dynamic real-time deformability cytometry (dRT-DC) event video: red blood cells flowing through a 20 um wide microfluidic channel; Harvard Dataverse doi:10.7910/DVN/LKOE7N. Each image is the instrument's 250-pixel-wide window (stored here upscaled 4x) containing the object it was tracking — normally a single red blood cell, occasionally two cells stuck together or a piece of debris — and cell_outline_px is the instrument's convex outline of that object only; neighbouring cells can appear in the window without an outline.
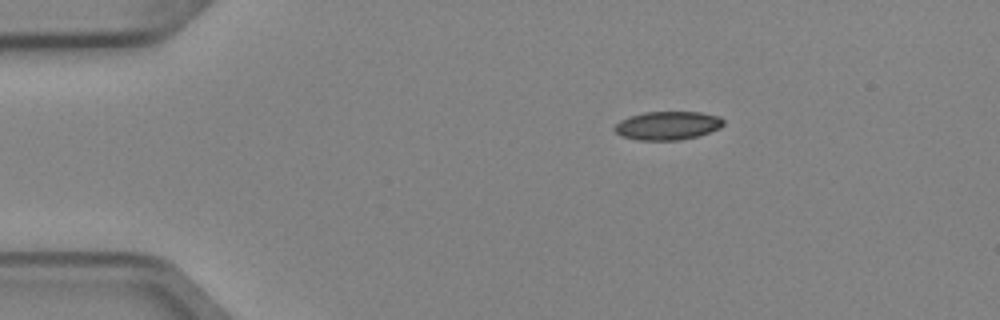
{"species": "Egyptian fruit bat (a non-hibernating species)", "species_latin": "Rousettus aegyptiacus", "temperature_condition": "cold", "stored_images_in_passage": 2, "camera_frame_rate_fps": 3000, "um_per_image_px": 0.085, "animal": {"sex": "female"}, "frame": {"image": 1, "passage_image": 1, "time_ms": 0.0, "image_size_px": [1000, 320], "cell_outline_px": [[724, 124], [720, 128], [696, 136], [680, 140], [636, 140], [620, 136], [612, 128], [620, 120], [628, 116], [644, 112], [700, 112], [720, 116], [724, 120]], "centroid_in_image_um": [56.72, 10.67], "position_along_channel_um": 28.3, "area_um2": 18.21}}